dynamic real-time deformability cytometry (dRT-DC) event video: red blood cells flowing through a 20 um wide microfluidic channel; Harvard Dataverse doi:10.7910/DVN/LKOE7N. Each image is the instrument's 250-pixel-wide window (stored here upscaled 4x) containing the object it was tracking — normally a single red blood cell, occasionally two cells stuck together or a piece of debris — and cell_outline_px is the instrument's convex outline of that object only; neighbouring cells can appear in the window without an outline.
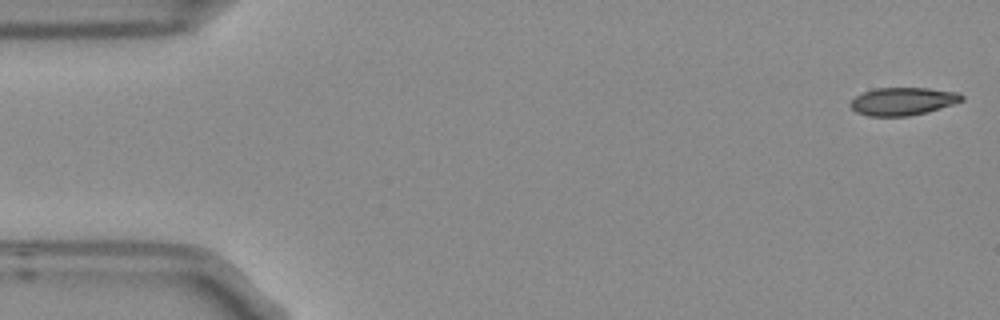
{"species": "Egyptian fruit bat (a non-hibernating species)", "species_latin": "Rousettus aegyptiacus", "temperature_condition": "room temperature", "stored_images_in_passage": 3, "camera_frame_rate_fps": 3000, "um_per_image_px": 0.085, "frame": {"image": 1, "passage_image": 1, "time_ms": 0.0, "image_size_px": [1000, 320], "cell_outline_px": [[964, 100], [928, 112], [908, 116], [868, 116], [856, 112], [848, 104], [856, 96], [864, 92], [876, 88], [928, 88], [960, 92], [964, 96]], "centroid_in_image_um": [76.76, 8.61], "position_along_channel_um": 8.2, "area_um2": 18.09}}